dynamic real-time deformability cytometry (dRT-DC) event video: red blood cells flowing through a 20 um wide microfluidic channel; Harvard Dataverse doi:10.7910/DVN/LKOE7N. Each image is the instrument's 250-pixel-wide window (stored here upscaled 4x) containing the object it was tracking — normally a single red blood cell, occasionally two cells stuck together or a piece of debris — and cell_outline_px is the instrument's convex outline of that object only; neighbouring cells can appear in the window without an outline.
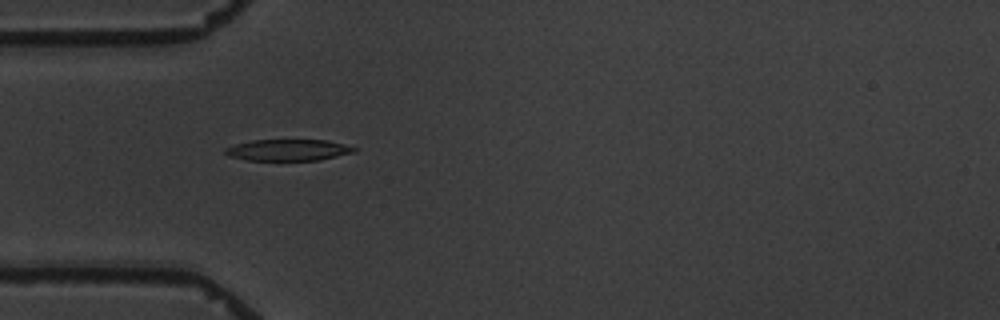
{"species": "common noctule bat (a hibernating species)", "species_latin": "Nyctalus noctula", "temperature_condition": "warm", "stored_images_in_passage": 5, "camera_frame_rate_fps": 3000, "um_per_image_px": 0.085, "animal": {"sex": "male", "body_mass_g": 19.5, "forearm_length_mm": 54.6}, "frame": {"image": 1, "passage_image": 4, "time_ms": 4.0, "image_size_px": [1000, 320], "cell_outline_px": [[356, 152], [320, 160], [248, 160], [228, 156], [224, 152], [224, 148], [236, 144], [252, 140], [328, 140], [344, 144], [356, 148]], "centroid_in_image_um": [24.5, 12.75], "position_along_channel_um": 60.5, "area_um2": 16.07}}
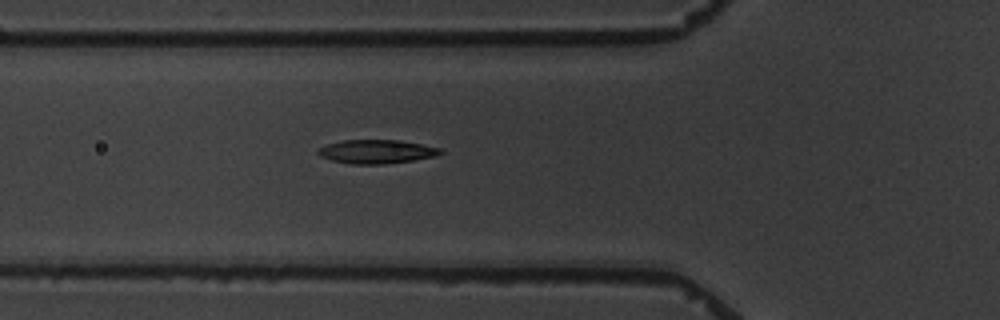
{"frame": {"image": 2, "passage_image": 5, "time_ms": 5.0, "image_size_px": [1000, 320], "cell_outline_px": [[444, 152], [436, 156], [412, 160], [384, 164], [352, 164], [332, 160], [320, 156], [316, 152], [320, 148], [328, 144], [344, 140], [400, 140], [440, 148]], "centroid_in_image_um": [32.01, 12.88], "position_along_channel_um": 93.8, "area_um2": 16.76}}